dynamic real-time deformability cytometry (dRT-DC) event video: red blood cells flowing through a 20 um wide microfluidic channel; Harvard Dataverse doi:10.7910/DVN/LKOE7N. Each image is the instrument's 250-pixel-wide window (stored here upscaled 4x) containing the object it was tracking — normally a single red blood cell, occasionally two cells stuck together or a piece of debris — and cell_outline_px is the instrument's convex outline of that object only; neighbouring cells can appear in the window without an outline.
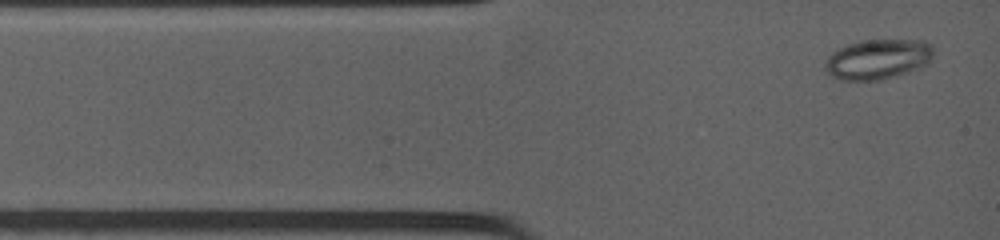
{"species": "common noctule bat (a hibernating species)", "species_latin": "Nyctalus noctula", "temperature_condition": "warm", "stored_images_in_passage": 22, "camera_frame_rate_fps": 4500, "um_per_image_px": 0.085, "animal": {"sex": "female", "body_mass_g": 19.0, "forearm_length_mm": 53.3}, "frame": {"image": 1, "passage_image": 1, "time_ms": 0.0, "image_size_px": [1000, 240], "cell_outline_px": [[936, 48], [932, 60], [928, 64], [920, 68], [896, 76], [880, 80], [840, 80], [824, 72], [824, 60], [832, 52], [848, 44], [860, 40], [924, 40], [932, 44]], "centroid_in_image_um": [74.65, 5.03], "position_along_channel_um": 10.4, "area_um2": 25.89}}
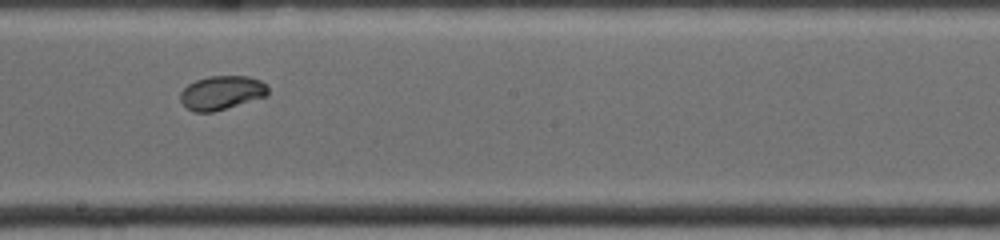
{"frame": {"image": 2, "passage_image": 13, "time_ms": 6.444, "image_size_px": [1000, 240], "cell_outline_px": [[268, 96], [212, 112], [196, 112], [188, 108], [180, 100], [180, 92], [188, 84], [196, 80], [208, 76], [248, 76], [260, 80], [268, 84]], "centroid_in_image_um": [18.87, 7.87], "position_along_channel_um": 229.3, "area_um2": 17.34}}
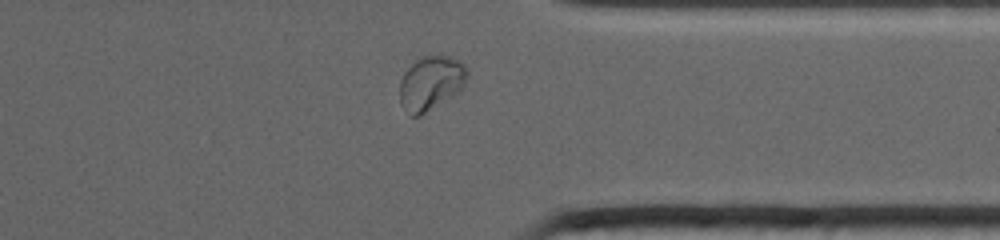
{"frame": {"image": 3, "passage_image": 20, "time_ms": 10.222, "image_size_px": [1000, 240], "cell_outline_px": [[468, 72], [464, 84], [456, 92], [420, 116], [408, 116], [400, 104], [400, 80], [404, 72], [420, 56], [452, 56], [460, 60], [468, 68]], "centroid_in_image_um": [36.6, 7.05], "position_along_channel_um": 374.8, "area_um2": 21.21}, "authors_computed_cell_mechanics": {"area_um2": 18.3226, "velocity_mm_per_s": 3.9427, "shape_relaxation_time_tau1_ms": 4.246, "shape_relaxation_time_tau2_ms": 1.16, "deformation_change_tau1": 0.0843, "deformation_change_tau2": 0.0214}}